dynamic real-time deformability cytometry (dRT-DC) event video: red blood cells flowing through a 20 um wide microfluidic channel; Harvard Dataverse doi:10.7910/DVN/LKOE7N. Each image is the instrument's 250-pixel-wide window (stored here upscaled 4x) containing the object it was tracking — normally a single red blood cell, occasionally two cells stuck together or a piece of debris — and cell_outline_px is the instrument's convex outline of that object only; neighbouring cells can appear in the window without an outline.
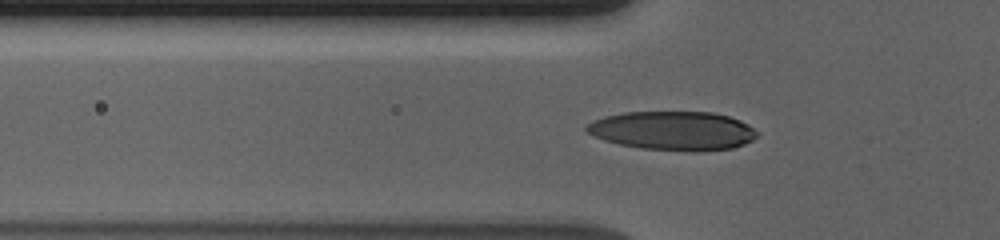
{"species": "human", "species_latin": "Homo sapiens", "temperature_condition": "cold", "stored_images_in_passage": 34, "camera_frame_rate_fps": 3000, "um_per_image_px": 0.085, "donor": {"sex": "male"}, "frame": {"image": 1, "passage_image": 2, "time_ms": 0.333, "image_size_px": [1000, 240], "cell_outline_px": [[760, 132], [752, 140], [744, 144], [732, 148], [704, 152], [692, 152], [640, 148], [620, 144], [604, 140], [588, 132], [584, 128], [584, 124], [592, 120], [604, 116], [624, 112], [712, 112], [728, 116], [740, 120], [748, 124]], "centroid_in_image_um": [57.21, 11.11], "position_along_channel_um": 68.6, "area_um2": 39.07}}
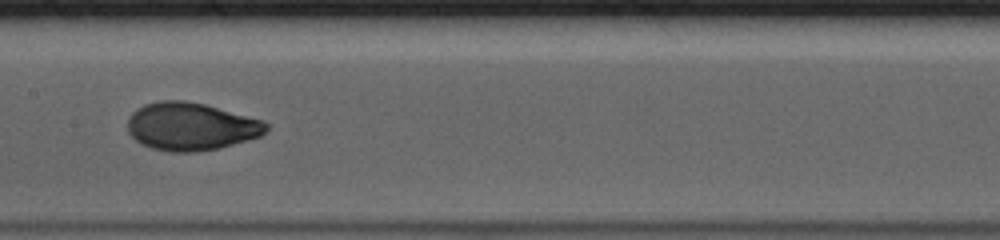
{"frame": {"image": 2, "passage_image": 12, "time_ms": 3.667, "image_size_px": [1000, 240], "cell_outline_px": [[268, 128], [260, 136], [248, 140], [220, 148], [196, 152], [172, 152], [152, 148], [140, 144], [128, 132], [128, 120], [132, 112], [136, 108], [144, 104], [160, 100], [184, 100], [204, 104], [264, 120], [268, 124]], "centroid_in_image_um": [16.22, 10.75], "position_along_channel_um": 191.2, "area_um2": 38.78}}
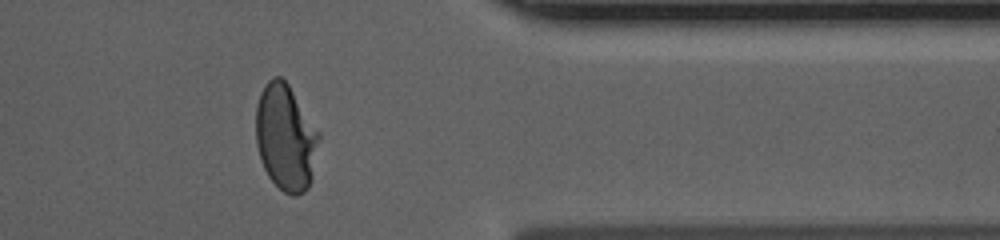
{"frame": {"image": 3, "passage_image": 29, "time_ms": 9.333, "image_size_px": [1000, 240], "cell_outline_px": [[320, 136], [312, 180], [308, 188], [304, 192], [296, 196], [292, 196], [284, 192], [268, 176], [264, 168], [256, 144], [256, 104], [260, 92], [264, 84], [272, 76], [280, 76], [288, 84], [320, 132]], "centroid_in_image_um": [24.29, 11.68], "position_along_channel_um": 387.1, "area_um2": 39.3}, "authors_computed_cell_mechanics": {"area_um2": 38.1769, "velocity_mm_per_s": 3.6868, "shape_relaxation_time_tau1_ms": 4.8088, "shape_relaxation_time_tau2_ms": null, "deformation_change_tau1": 0.2062, "deformation_change_tau2": null}}